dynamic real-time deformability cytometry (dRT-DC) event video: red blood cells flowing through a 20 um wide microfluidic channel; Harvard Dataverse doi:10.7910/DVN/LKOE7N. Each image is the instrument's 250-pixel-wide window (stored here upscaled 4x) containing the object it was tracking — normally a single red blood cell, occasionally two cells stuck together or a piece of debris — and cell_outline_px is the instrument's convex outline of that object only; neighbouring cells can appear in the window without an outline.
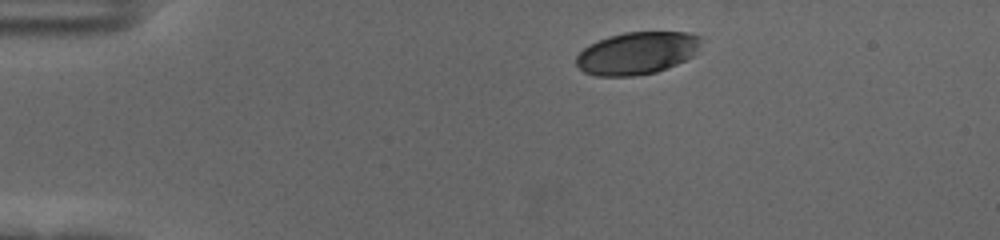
{"species": "human", "species_latin": "Homo sapiens", "temperature_condition": "cold", "stored_images_in_passage": 46, "camera_frame_rate_fps": 3000, "um_per_image_px": 0.085, "donor": {"sex": "female"}, "frame": {"image": 1, "passage_image": 1, "time_ms": 0.0, "image_size_px": [1000, 240], "cell_outline_px": [[700, 52], [676, 64], [656, 72], [632, 76], [596, 76], [584, 72], [576, 64], [576, 56], [584, 48], [608, 36], [624, 32], [688, 32], [700, 36]], "centroid_in_image_um": [54.17, 4.51], "position_along_channel_um": 30.8, "area_um2": 30.87}}
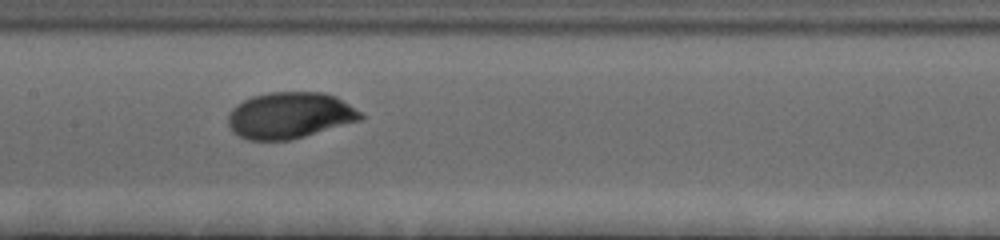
{"frame": {"image": 2, "passage_image": 19, "time_ms": 6.0, "image_size_px": [1000, 240], "cell_outline_px": [[364, 120], [304, 136], [288, 140], [248, 140], [232, 132], [228, 124], [228, 116], [232, 108], [236, 104], [252, 96], [268, 92], [324, 92], [336, 96], [360, 112], [364, 116]], "centroid_in_image_um": [24.63, 9.8], "position_along_channel_um": 182.8, "area_um2": 35.89}}
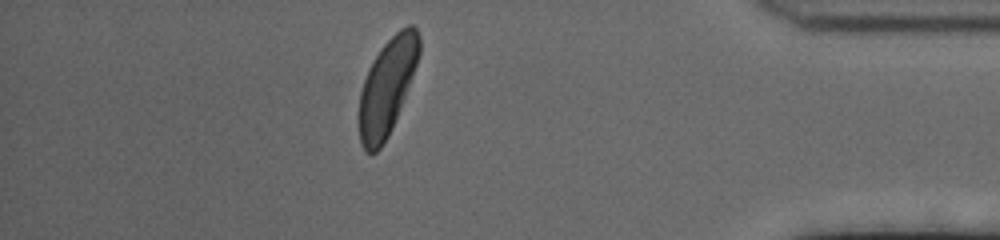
{"frame": {"image": 3, "passage_image": 40, "time_ms": 13.0, "image_size_px": [1000, 240], "cell_outline_px": [[420, 52], [416, 64], [392, 128], [388, 136], [380, 148], [376, 152], [364, 152], [360, 144], [356, 116], [360, 92], [368, 68], [380, 48], [400, 28], [408, 24], [412, 24], [416, 28], [420, 36]], "centroid_in_image_um": [32.84, 7.41], "position_along_channel_um": 402.4, "area_um2": 33.87}, "authors_computed_cell_mechanics": {"area_um2": 33.9286, "velocity_mm_per_s": 3.6344, "shape_relaxation_time_tau1_ms": 1.9537, "shape_relaxation_time_tau2_ms": null, "deformation_change_tau1": 0.1104, "deformation_change_tau2": null}}